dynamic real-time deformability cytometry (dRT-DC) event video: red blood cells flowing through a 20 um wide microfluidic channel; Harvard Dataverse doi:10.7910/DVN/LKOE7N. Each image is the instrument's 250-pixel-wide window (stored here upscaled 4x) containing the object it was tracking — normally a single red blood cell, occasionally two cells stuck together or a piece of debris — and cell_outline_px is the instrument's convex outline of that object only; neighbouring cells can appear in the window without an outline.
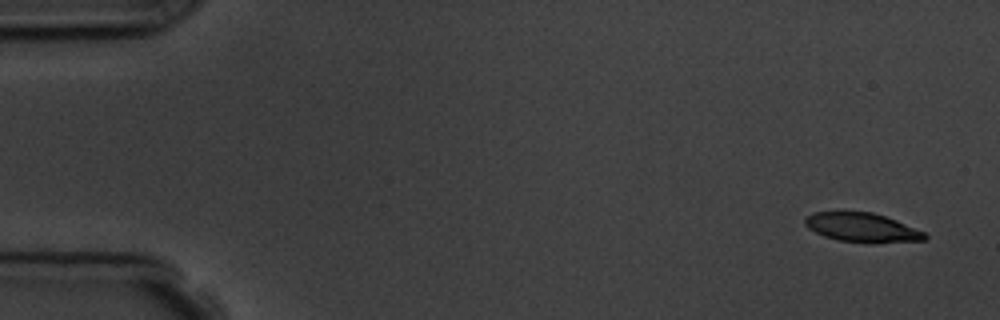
{"species": "common noctule bat (a hibernating species)", "species_latin": "Nyctalus noctula", "temperature_condition": "room temperature", "stored_images_in_passage": 5, "camera_frame_rate_fps": 3000, "um_per_image_px": 0.085, "animal": {"sex": "male", "body_mass_g": 19.5, "forearm_length_mm": 54.6}, "frame": {"image": 1, "passage_image": 1, "time_ms": 0.0, "image_size_px": [1000, 320], "cell_outline_px": [[928, 236], [924, 240], [872, 244], [868, 244], [840, 240], [824, 236], [808, 228], [804, 224], [804, 220], [812, 212], [872, 212], [896, 220], [924, 232]], "centroid_in_image_um": [73.28, 19.36], "position_along_channel_um": 11.7, "area_um2": 20.35}}
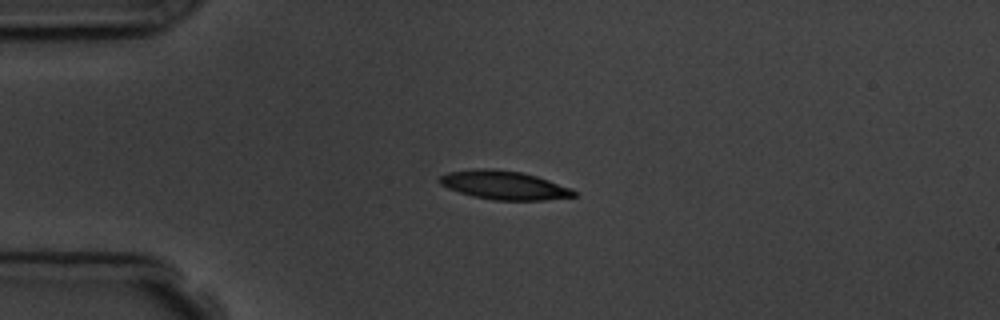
{"frame": {"image": 2, "passage_image": 4, "time_ms": 3.667, "image_size_px": [1000, 320], "cell_outline_px": [[580, 196], [544, 200], [492, 200], [472, 196], [448, 188], [440, 184], [440, 176], [448, 172], [480, 168], [496, 168], [520, 172], [536, 176], [572, 188]], "centroid_in_image_um": [42.88, 15.74], "position_along_channel_um": 42.1, "area_um2": 22.48}}